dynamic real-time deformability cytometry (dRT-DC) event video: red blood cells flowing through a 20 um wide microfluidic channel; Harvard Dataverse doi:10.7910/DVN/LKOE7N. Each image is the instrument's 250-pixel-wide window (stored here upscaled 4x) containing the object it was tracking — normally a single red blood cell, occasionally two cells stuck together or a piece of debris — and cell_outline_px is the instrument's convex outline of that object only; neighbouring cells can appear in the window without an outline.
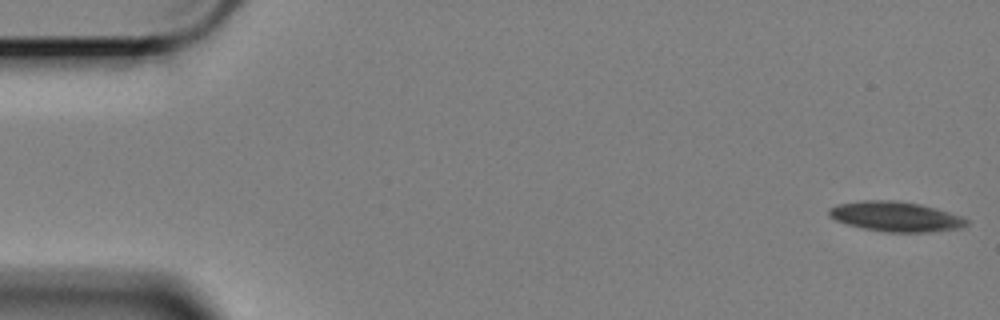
{"species": "Egyptian fruit bat (a non-hibernating species)", "species_latin": "Rousettus aegyptiacus", "temperature_condition": "cold", "stored_images_in_passage": 58, "camera_frame_rate_fps": 3000, "um_per_image_px": 0.085, "animal": {"sex": "female"}, "frame": {"image": 1, "passage_image": 1, "time_ms": 0.0, "image_size_px": [1000, 320], "cell_outline_px": [[968, 224], [960, 228], [932, 232], [884, 232], [864, 228], [848, 224], [836, 220], [828, 216], [828, 208], [836, 204], [864, 200], [896, 200], [920, 204], [936, 208], [960, 216], [968, 220]], "centroid_in_image_um": [76.11, 18.4], "position_along_channel_um": 8.9, "area_um2": 24.04}}
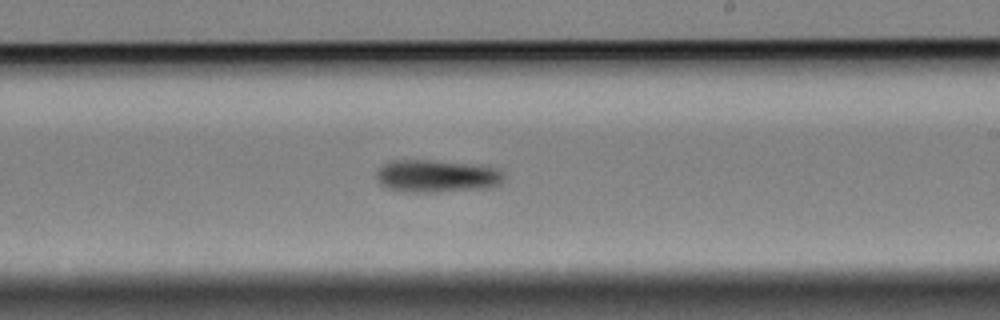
{"frame": {"image": 2, "passage_image": 34, "time_ms": 11.0, "image_size_px": [1000, 320], "cell_outline_px": [[504, 180], [500, 184], [488, 188], [436, 192], [404, 192], [388, 188], [380, 184], [376, 180], [376, 172], [388, 160], [432, 160], [476, 164], [496, 168], [504, 172]], "centroid_in_image_um": [37.13, 14.96], "position_along_channel_um": 251.9, "area_um2": 24.57}}
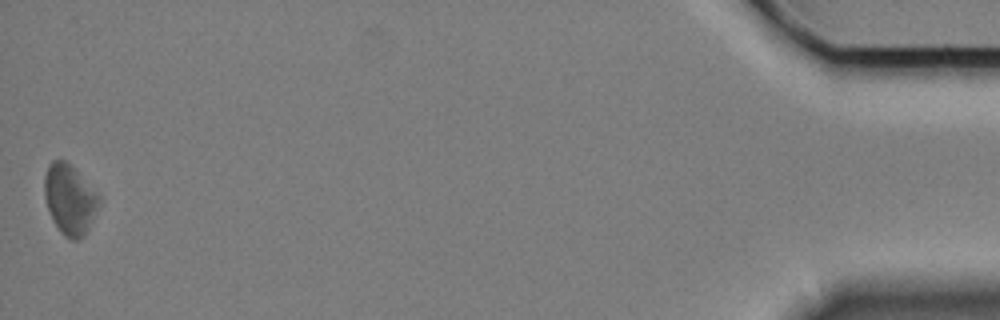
{"frame": {"image": 3, "passage_image": 58, "time_ms": 19.0, "image_size_px": [1000, 320], "cell_outline_px": [[100, 204], [84, 236], [76, 240], [72, 240], [64, 236], [60, 232], [52, 220], [44, 196], [44, 176], [48, 164], [52, 160], [64, 160], [100, 196]], "centroid_in_image_um": [5.9, 16.98], "position_along_channel_um": 429.3, "area_um2": 21.96}, "authors_computed_cell_mechanics": {"area_um2": 23.5824, "velocity_mm_per_s": 3.3681, "shape_relaxation_time_tau1_ms": 4.1492, "shape_relaxation_time_tau2_ms": null, "deformation_change_tau1": 0.088, "deformation_change_tau2": null}}